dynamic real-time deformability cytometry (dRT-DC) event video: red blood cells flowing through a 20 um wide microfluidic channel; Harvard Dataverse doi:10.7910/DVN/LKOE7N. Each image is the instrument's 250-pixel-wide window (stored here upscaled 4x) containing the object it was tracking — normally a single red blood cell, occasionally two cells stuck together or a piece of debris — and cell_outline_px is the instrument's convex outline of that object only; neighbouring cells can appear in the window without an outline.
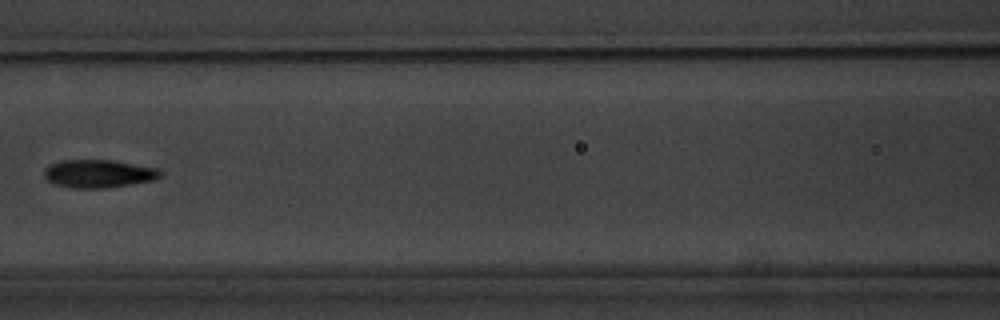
{"species": "common noctule bat (a hibernating species)", "species_latin": "Nyctalus noctula", "temperature_condition": "warm", "stored_images_in_passage": 15, "camera_frame_rate_fps": 3000, "um_per_image_px": 0.085, "animal": {"sex": "male", "body_mass_g": 20.1, "forearm_length_mm": 53.5}, "frame": {"image": 1, "passage_image": 7, "time_ms": 7.0, "image_size_px": [1000, 320], "cell_outline_px": [[164, 172], [156, 180], [108, 188], [72, 188], [52, 184], [44, 176], [44, 168], [48, 164], [60, 160], [112, 160], [156, 168]], "centroid_in_image_um": [8.35, 14.77], "position_along_channel_um": 158.2, "area_um2": 19.25}}
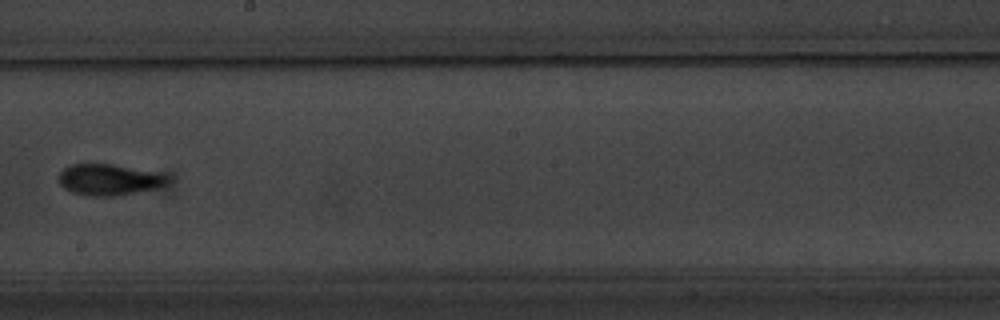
{"frame": {"image": 2, "passage_image": 9, "time_ms": 9.333, "image_size_px": [1000, 320], "cell_outline_px": [[168, 180], [164, 184], [156, 188], [116, 196], [84, 196], [72, 192], [64, 188], [60, 184], [60, 172], [64, 168], [72, 164], [112, 164], [160, 172], [168, 176]], "centroid_in_image_um": [9.26, 15.27], "position_along_channel_um": 238.9, "area_um2": 19.77}}
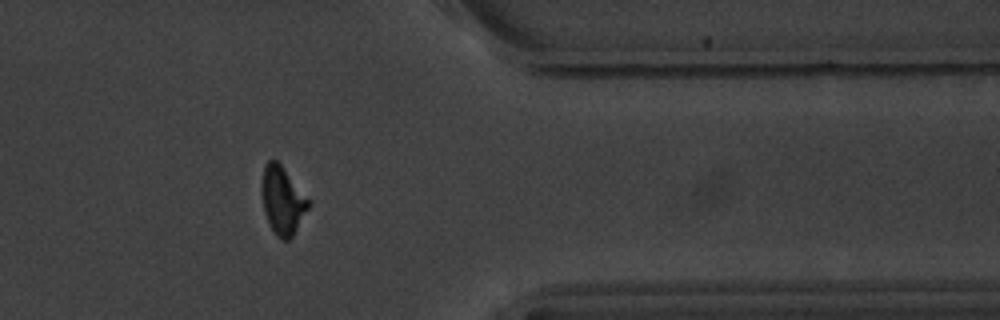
{"frame": {"image": 3, "passage_image": 13, "time_ms": 14.0, "image_size_px": [1000, 320], "cell_outline_px": [[312, 204], [292, 236], [288, 240], [280, 240], [276, 236], [268, 224], [264, 212], [260, 188], [260, 184], [264, 164], [268, 160], [276, 160], [280, 164], [312, 200]], "centroid_in_image_um": [24.02, 17.03], "position_along_channel_um": 387.4, "area_um2": 19.07}}